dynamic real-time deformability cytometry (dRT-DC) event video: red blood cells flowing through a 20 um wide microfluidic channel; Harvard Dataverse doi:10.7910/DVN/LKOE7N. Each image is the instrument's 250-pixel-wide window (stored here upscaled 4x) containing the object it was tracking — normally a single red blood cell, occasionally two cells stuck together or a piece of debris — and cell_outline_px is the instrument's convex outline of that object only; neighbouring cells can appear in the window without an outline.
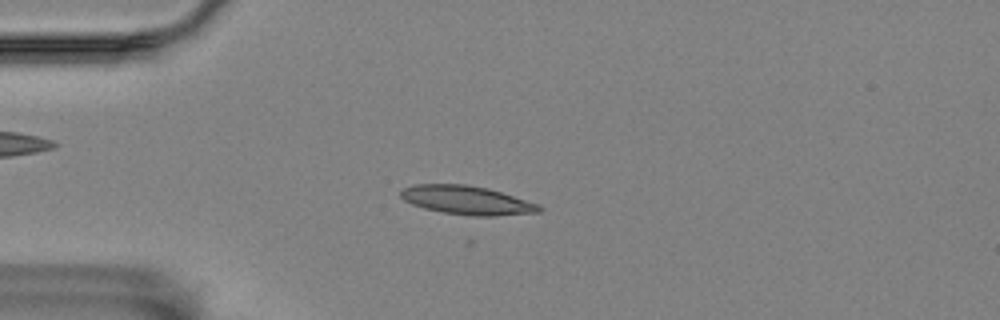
{"species": "Egyptian fruit bat (a non-hibernating species)", "species_latin": "Rousettus aegyptiacus", "temperature_condition": "room temperature", "stored_images_in_passage": 9, "camera_frame_rate_fps": 3000, "um_per_image_px": 0.085, "animal": {"sex": "female"}, "frame": {"image": 1, "passage_image": 2, "time_ms": 0.333, "image_size_px": [1000, 320], "cell_outline_px": [[544, 208], [540, 212], [496, 216], [472, 216], [440, 212], [424, 208], [412, 204], [404, 200], [400, 196], [400, 192], [404, 188], [416, 184], [468, 184], [500, 192], [540, 204]], "centroid_in_image_um": [39.7, 17.03], "position_along_channel_um": 45.3, "area_um2": 23.18}}
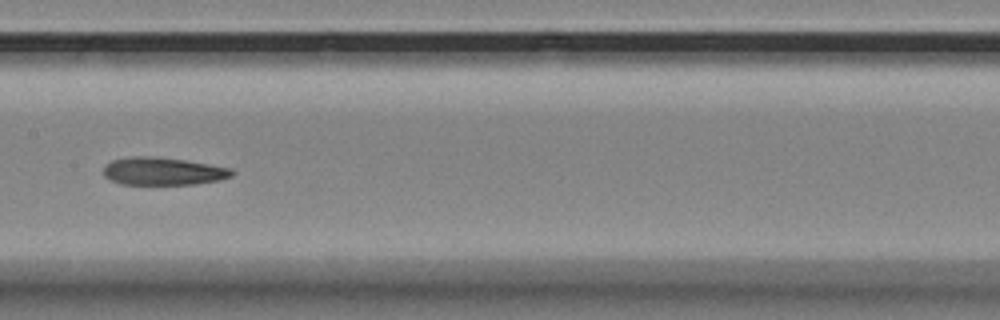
{"frame": {"image": 2, "passage_image": 6, "time_ms": 1.667, "image_size_px": [1000, 320], "cell_outline_px": [[236, 172], [232, 176], [220, 180], [192, 184], [120, 184], [104, 176], [104, 164], [112, 160], [128, 156], [156, 156], [184, 160], [232, 168]], "centroid_in_image_um": [13.85, 14.54], "position_along_channel_um": 193.5, "area_um2": 20.87}}
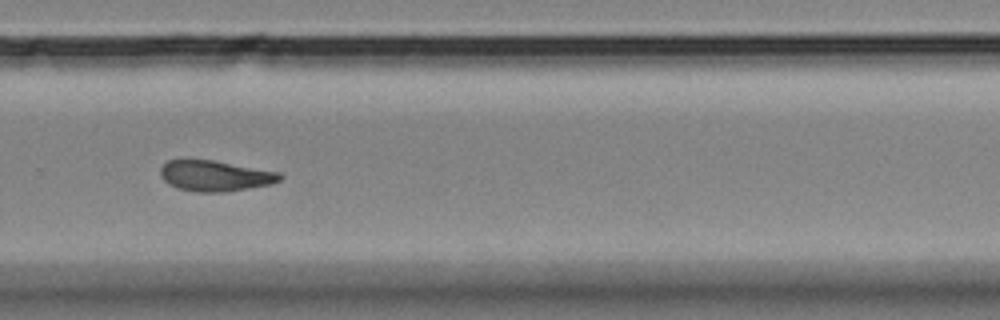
{"frame": {"image": 3, "passage_image": 9, "time_ms": 2.667, "image_size_px": [1000, 320], "cell_outline_px": [[284, 176], [280, 180], [272, 184], [224, 192], [196, 192], [180, 188], [168, 184], [160, 176], [160, 168], [168, 160], [212, 160], [280, 172]], "centroid_in_image_um": [18.3, 14.95], "position_along_channel_um": 311.5, "area_um2": 21.27}}